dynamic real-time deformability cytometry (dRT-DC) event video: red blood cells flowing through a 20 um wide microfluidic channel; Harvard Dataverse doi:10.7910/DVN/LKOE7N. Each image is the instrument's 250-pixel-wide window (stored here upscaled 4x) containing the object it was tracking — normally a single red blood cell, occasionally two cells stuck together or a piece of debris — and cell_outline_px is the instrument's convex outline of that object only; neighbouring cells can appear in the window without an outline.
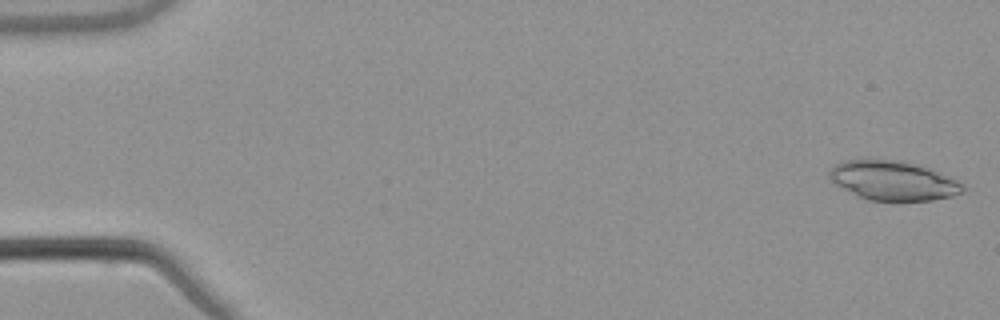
{"species": "common noctule bat (a hibernating species)", "species_latin": "Nyctalus noctula", "temperature_condition": "warm", "stored_images_in_passage": 53, "camera_frame_rate_fps": 3000, "um_per_image_px": 0.085, "animal": {"sex": "male", "body_mass_g": 21.5, "forearm_length_mm": 52.0}, "frame": {"image": 1, "passage_image": 1, "time_ms": 0.0, "image_size_px": [1000, 320], "cell_outline_px": [[964, 192], [952, 196], [932, 200], [868, 200], [836, 184], [828, 176], [828, 172], [836, 164], [848, 160], [900, 160], [928, 168], [956, 180], [964, 184]], "centroid_in_image_um": [75.94, 15.35], "position_along_channel_um": 9.1, "area_um2": 29.94}}
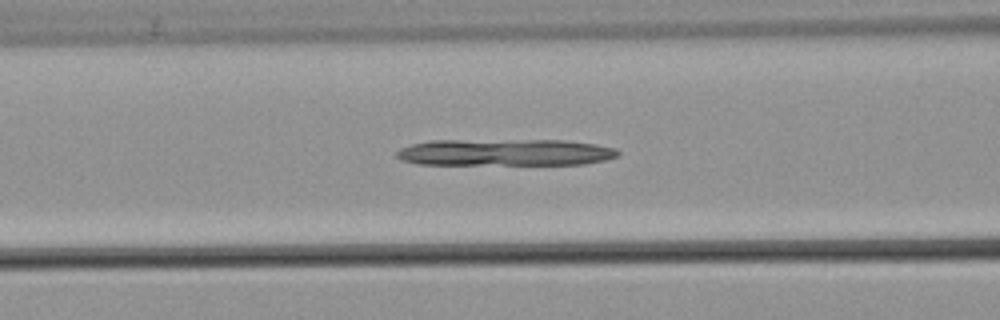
{"frame": {"image": 2, "passage_image": 22, "time_ms": 7.0, "image_size_px": [1000, 320], "cell_outline_px": [[620, 156], [604, 160], [584, 164], [420, 164], [404, 160], [396, 156], [396, 152], [400, 148], [412, 144], [428, 140], [564, 140], [596, 144], [616, 148], [620, 152]], "centroid_in_image_um": [42.97, 12.94], "position_along_channel_um": 123.6, "area_um2": 34.62}}
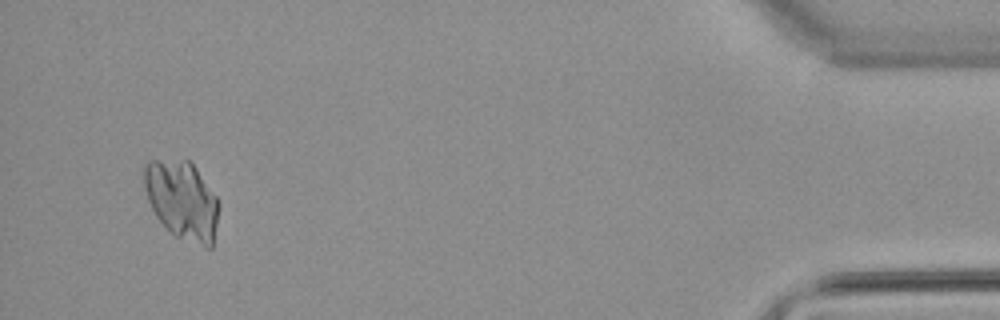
{"frame": {"image": 3, "passage_image": 51, "time_ms": 16.667, "image_size_px": [1000, 320], "cell_outline_px": [[216, 224], [212, 248], [208, 248], [176, 236], [156, 216], [148, 200], [144, 188], [144, 164], [148, 160], [188, 160], [192, 164], [216, 196]], "centroid_in_image_um": [15.44, 16.99], "position_along_channel_um": 419.8, "area_um2": 33.41}}